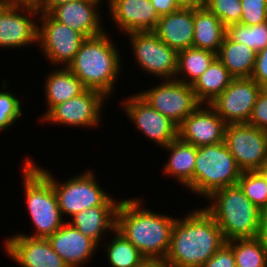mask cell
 <instances>
[{"instance_id": "obj_1", "label": "cell", "mask_w": 267, "mask_h": 267, "mask_svg": "<svg viewBox=\"0 0 267 267\" xmlns=\"http://www.w3.org/2000/svg\"><path fill=\"white\" fill-rule=\"evenodd\" d=\"M225 242L214 218L198 208L176 219L165 262L169 267H201Z\"/></svg>"}, {"instance_id": "obj_2", "label": "cell", "mask_w": 267, "mask_h": 267, "mask_svg": "<svg viewBox=\"0 0 267 267\" xmlns=\"http://www.w3.org/2000/svg\"><path fill=\"white\" fill-rule=\"evenodd\" d=\"M141 203L140 198L136 197L120 201L116 211V229L144 257L165 259L177 218L149 211Z\"/></svg>"}, {"instance_id": "obj_3", "label": "cell", "mask_w": 267, "mask_h": 267, "mask_svg": "<svg viewBox=\"0 0 267 267\" xmlns=\"http://www.w3.org/2000/svg\"><path fill=\"white\" fill-rule=\"evenodd\" d=\"M110 38L107 32L85 38L74 60L67 67L86 89L98 90L107 99L114 92L122 66L118 46Z\"/></svg>"}, {"instance_id": "obj_4", "label": "cell", "mask_w": 267, "mask_h": 267, "mask_svg": "<svg viewBox=\"0 0 267 267\" xmlns=\"http://www.w3.org/2000/svg\"><path fill=\"white\" fill-rule=\"evenodd\" d=\"M207 199L211 204L204 209L217 222L226 242L258 237L262 211L238 184L218 189Z\"/></svg>"}, {"instance_id": "obj_5", "label": "cell", "mask_w": 267, "mask_h": 267, "mask_svg": "<svg viewBox=\"0 0 267 267\" xmlns=\"http://www.w3.org/2000/svg\"><path fill=\"white\" fill-rule=\"evenodd\" d=\"M24 160L23 179L27 210L36 232L21 234L48 238L66 222L63 220L51 181L28 159Z\"/></svg>"}, {"instance_id": "obj_6", "label": "cell", "mask_w": 267, "mask_h": 267, "mask_svg": "<svg viewBox=\"0 0 267 267\" xmlns=\"http://www.w3.org/2000/svg\"><path fill=\"white\" fill-rule=\"evenodd\" d=\"M242 171L224 142L197 147L194 192L208 198L214 191L237 185Z\"/></svg>"}, {"instance_id": "obj_7", "label": "cell", "mask_w": 267, "mask_h": 267, "mask_svg": "<svg viewBox=\"0 0 267 267\" xmlns=\"http://www.w3.org/2000/svg\"><path fill=\"white\" fill-rule=\"evenodd\" d=\"M29 160L51 181L62 216L72 217L85 209L100 206L110 197L100 187L92 170L58 183L51 172L36 165L30 157Z\"/></svg>"}, {"instance_id": "obj_8", "label": "cell", "mask_w": 267, "mask_h": 267, "mask_svg": "<svg viewBox=\"0 0 267 267\" xmlns=\"http://www.w3.org/2000/svg\"><path fill=\"white\" fill-rule=\"evenodd\" d=\"M36 15L39 16V11L31 0H9L1 4L0 47L16 49L36 44L38 24L33 19Z\"/></svg>"}, {"instance_id": "obj_9", "label": "cell", "mask_w": 267, "mask_h": 267, "mask_svg": "<svg viewBox=\"0 0 267 267\" xmlns=\"http://www.w3.org/2000/svg\"><path fill=\"white\" fill-rule=\"evenodd\" d=\"M224 144L242 172L257 171L267 162V131L248 123L227 124Z\"/></svg>"}, {"instance_id": "obj_10", "label": "cell", "mask_w": 267, "mask_h": 267, "mask_svg": "<svg viewBox=\"0 0 267 267\" xmlns=\"http://www.w3.org/2000/svg\"><path fill=\"white\" fill-rule=\"evenodd\" d=\"M164 81L156 87L137 94L179 126L201 103L197 100L192 85L176 79Z\"/></svg>"}, {"instance_id": "obj_11", "label": "cell", "mask_w": 267, "mask_h": 267, "mask_svg": "<svg viewBox=\"0 0 267 267\" xmlns=\"http://www.w3.org/2000/svg\"><path fill=\"white\" fill-rule=\"evenodd\" d=\"M39 15L37 18L41 25L38 26L37 45L52 66L62 64L63 67H68L85 38L69 26L56 21L49 13Z\"/></svg>"}, {"instance_id": "obj_12", "label": "cell", "mask_w": 267, "mask_h": 267, "mask_svg": "<svg viewBox=\"0 0 267 267\" xmlns=\"http://www.w3.org/2000/svg\"><path fill=\"white\" fill-rule=\"evenodd\" d=\"M137 66L163 80H174L178 52L161 41L153 31L128 33Z\"/></svg>"}, {"instance_id": "obj_13", "label": "cell", "mask_w": 267, "mask_h": 267, "mask_svg": "<svg viewBox=\"0 0 267 267\" xmlns=\"http://www.w3.org/2000/svg\"><path fill=\"white\" fill-rule=\"evenodd\" d=\"M106 96L94 89H85L81 94L54 106L41 121L79 127H97Z\"/></svg>"}, {"instance_id": "obj_14", "label": "cell", "mask_w": 267, "mask_h": 267, "mask_svg": "<svg viewBox=\"0 0 267 267\" xmlns=\"http://www.w3.org/2000/svg\"><path fill=\"white\" fill-rule=\"evenodd\" d=\"M262 89L251 77L234 78L210 105L226 124L248 123Z\"/></svg>"}, {"instance_id": "obj_15", "label": "cell", "mask_w": 267, "mask_h": 267, "mask_svg": "<svg viewBox=\"0 0 267 267\" xmlns=\"http://www.w3.org/2000/svg\"><path fill=\"white\" fill-rule=\"evenodd\" d=\"M123 103V110L137 130L160 147H166L178 137V126L168 117L151 107L137 93Z\"/></svg>"}, {"instance_id": "obj_16", "label": "cell", "mask_w": 267, "mask_h": 267, "mask_svg": "<svg viewBox=\"0 0 267 267\" xmlns=\"http://www.w3.org/2000/svg\"><path fill=\"white\" fill-rule=\"evenodd\" d=\"M201 104L178 126V137L195 147L224 142L225 121L210 104Z\"/></svg>"}, {"instance_id": "obj_17", "label": "cell", "mask_w": 267, "mask_h": 267, "mask_svg": "<svg viewBox=\"0 0 267 267\" xmlns=\"http://www.w3.org/2000/svg\"><path fill=\"white\" fill-rule=\"evenodd\" d=\"M8 238L3 246L5 252L21 267H68L47 238L19 234Z\"/></svg>"}, {"instance_id": "obj_18", "label": "cell", "mask_w": 267, "mask_h": 267, "mask_svg": "<svg viewBox=\"0 0 267 267\" xmlns=\"http://www.w3.org/2000/svg\"><path fill=\"white\" fill-rule=\"evenodd\" d=\"M109 15L123 33L154 31L160 16L150 0H108Z\"/></svg>"}, {"instance_id": "obj_19", "label": "cell", "mask_w": 267, "mask_h": 267, "mask_svg": "<svg viewBox=\"0 0 267 267\" xmlns=\"http://www.w3.org/2000/svg\"><path fill=\"white\" fill-rule=\"evenodd\" d=\"M100 3L102 0H74L54 7L49 14L84 38L95 37L106 31L101 27Z\"/></svg>"}, {"instance_id": "obj_20", "label": "cell", "mask_w": 267, "mask_h": 267, "mask_svg": "<svg viewBox=\"0 0 267 267\" xmlns=\"http://www.w3.org/2000/svg\"><path fill=\"white\" fill-rule=\"evenodd\" d=\"M47 239L52 249L68 267L82 266L83 263L91 260L99 247L92 239L83 235L67 221Z\"/></svg>"}, {"instance_id": "obj_21", "label": "cell", "mask_w": 267, "mask_h": 267, "mask_svg": "<svg viewBox=\"0 0 267 267\" xmlns=\"http://www.w3.org/2000/svg\"><path fill=\"white\" fill-rule=\"evenodd\" d=\"M119 203L120 201H116L110 195L102 205L74 214L68 223L99 245L105 232H113L116 229V211Z\"/></svg>"}, {"instance_id": "obj_22", "label": "cell", "mask_w": 267, "mask_h": 267, "mask_svg": "<svg viewBox=\"0 0 267 267\" xmlns=\"http://www.w3.org/2000/svg\"><path fill=\"white\" fill-rule=\"evenodd\" d=\"M153 32L177 52L191 48L194 36V9L180 8L160 16Z\"/></svg>"}, {"instance_id": "obj_23", "label": "cell", "mask_w": 267, "mask_h": 267, "mask_svg": "<svg viewBox=\"0 0 267 267\" xmlns=\"http://www.w3.org/2000/svg\"><path fill=\"white\" fill-rule=\"evenodd\" d=\"M170 152V157L164 165V173L175 177L178 183L194 192V169L197 147L182 141L179 137L163 149Z\"/></svg>"}, {"instance_id": "obj_24", "label": "cell", "mask_w": 267, "mask_h": 267, "mask_svg": "<svg viewBox=\"0 0 267 267\" xmlns=\"http://www.w3.org/2000/svg\"><path fill=\"white\" fill-rule=\"evenodd\" d=\"M226 35V26L206 7L194 9L192 47L218 53Z\"/></svg>"}, {"instance_id": "obj_25", "label": "cell", "mask_w": 267, "mask_h": 267, "mask_svg": "<svg viewBox=\"0 0 267 267\" xmlns=\"http://www.w3.org/2000/svg\"><path fill=\"white\" fill-rule=\"evenodd\" d=\"M45 80L44 93L48 110L42 115L43 117L54 106L78 96L86 89L81 80L67 67L61 69L58 67L55 71H51Z\"/></svg>"}, {"instance_id": "obj_26", "label": "cell", "mask_w": 267, "mask_h": 267, "mask_svg": "<svg viewBox=\"0 0 267 267\" xmlns=\"http://www.w3.org/2000/svg\"><path fill=\"white\" fill-rule=\"evenodd\" d=\"M257 53L245 44L231 41L226 35L217 53V58L234 78L251 77Z\"/></svg>"}, {"instance_id": "obj_27", "label": "cell", "mask_w": 267, "mask_h": 267, "mask_svg": "<svg viewBox=\"0 0 267 267\" xmlns=\"http://www.w3.org/2000/svg\"><path fill=\"white\" fill-rule=\"evenodd\" d=\"M233 79L228 69L216 58L192 87L201 104H210L231 84Z\"/></svg>"}, {"instance_id": "obj_28", "label": "cell", "mask_w": 267, "mask_h": 267, "mask_svg": "<svg viewBox=\"0 0 267 267\" xmlns=\"http://www.w3.org/2000/svg\"><path fill=\"white\" fill-rule=\"evenodd\" d=\"M216 58L214 52L195 47L178 51L175 79L193 85ZM180 75H185L188 79Z\"/></svg>"}, {"instance_id": "obj_29", "label": "cell", "mask_w": 267, "mask_h": 267, "mask_svg": "<svg viewBox=\"0 0 267 267\" xmlns=\"http://www.w3.org/2000/svg\"><path fill=\"white\" fill-rule=\"evenodd\" d=\"M227 243L233 249L237 267H267V246L258 237Z\"/></svg>"}, {"instance_id": "obj_30", "label": "cell", "mask_w": 267, "mask_h": 267, "mask_svg": "<svg viewBox=\"0 0 267 267\" xmlns=\"http://www.w3.org/2000/svg\"><path fill=\"white\" fill-rule=\"evenodd\" d=\"M113 232L114 238L105 246L108 262L112 267H135L144 256L117 229Z\"/></svg>"}, {"instance_id": "obj_31", "label": "cell", "mask_w": 267, "mask_h": 267, "mask_svg": "<svg viewBox=\"0 0 267 267\" xmlns=\"http://www.w3.org/2000/svg\"><path fill=\"white\" fill-rule=\"evenodd\" d=\"M226 36L258 53L267 45V21L255 26L233 23L226 27Z\"/></svg>"}, {"instance_id": "obj_32", "label": "cell", "mask_w": 267, "mask_h": 267, "mask_svg": "<svg viewBox=\"0 0 267 267\" xmlns=\"http://www.w3.org/2000/svg\"><path fill=\"white\" fill-rule=\"evenodd\" d=\"M237 184L256 207L267 209V183L257 171L242 172Z\"/></svg>"}, {"instance_id": "obj_33", "label": "cell", "mask_w": 267, "mask_h": 267, "mask_svg": "<svg viewBox=\"0 0 267 267\" xmlns=\"http://www.w3.org/2000/svg\"><path fill=\"white\" fill-rule=\"evenodd\" d=\"M205 7L226 27L239 23L243 10L241 0H207Z\"/></svg>"}, {"instance_id": "obj_34", "label": "cell", "mask_w": 267, "mask_h": 267, "mask_svg": "<svg viewBox=\"0 0 267 267\" xmlns=\"http://www.w3.org/2000/svg\"><path fill=\"white\" fill-rule=\"evenodd\" d=\"M19 98L10 91H0V131L9 129L21 118L22 106Z\"/></svg>"}, {"instance_id": "obj_35", "label": "cell", "mask_w": 267, "mask_h": 267, "mask_svg": "<svg viewBox=\"0 0 267 267\" xmlns=\"http://www.w3.org/2000/svg\"><path fill=\"white\" fill-rule=\"evenodd\" d=\"M240 24L255 26L267 21V0H241Z\"/></svg>"}, {"instance_id": "obj_36", "label": "cell", "mask_w": 267, "mask_h": 267, "mask_svg": "<svg viewBox=\"0 0 267 267\" xmlns=\"http://www.w3.org/2000/svg\"><path fill=\"white\" fill-rule=\"evenodd\" d=\"M248 124L267 131V88L260 91Z\"/></svg>"}, {"instance_id": "obj_37", "label": "cell", "mask_w": 267, "mask_h": 267, "mask_svg": "<svg viewBox=\"0 0 267 267\" xmlns=\"http://www.w3.org/2000/svg\"><path fill=\"white\" fill-rule=\"evenodd\" d=\"M201 267H237L232 247L225 242Z\"/></svg>"}, {"instance_id": "obj_38", "label": "cell", "mask_w": 267, "mask_h": 267, "mask_svg": "<svg viewBox=\"0 0 267 267\" xmlns=\"http://www.w3.org/2000/svg\"><path fill=\"white\" fill-rule=\"evenodd\" d=\"M251 78L262 88H267V45L263 50L257 53Z\"/></svg>"}, {"instance_id": "obj_39", "label": "cell", "mask_w": 267, "mask_h": 267, "mask_svg": "<svg viewBox=\"0 0 267 267\" xmlns=\"http://www.w3.org/2000/svg\"><path fill=\"white\" fill-rule=\"evenodd\" d=\"M159 16L167 15L180 9L176 0H150Z\"/></svg>"}, {"instance_id": "obj_40", "label": "cell", "mask_w": 267, "mask_h": 267, "mask_svg": "<svg viewBox=\"0 0 267 267\" xmlns=\"http://www.w3.org/2000/svg\"><path fill=\"white\" fill-rule=\"evenodd\" d=\"M39 13H49L54 7L74 0H31Z\"/></svg>"}, {"instance_id": "obj_41", "label": "cell", "mask_w": 267, "mask_h": 267, "mask_svg": "<svg viewBox=\"0 0 267 267\" xmlns=\"http://www.w3.org/2000/svg\"><path fill=\"white\" fill-rule=\"evenodd\" d=\"M135 267H169V265L162 258L144 257Z\"/></svg>"}, {"instance_id": "obj_42", "label": "cell", "mask_w": 267, "mask_h": 267, "mask_svg": "<svg viewBox=\"0 0 267 267\" xmlns=\"http://www.w3.org/2000/svg\"><path fill=\"white\" fill-rule=\"evenodd\" d=\"M206 2L207 0H176L178 7L184 9L203 8Z\"/></svg>"}, {"instance_id": "obj_43", "label": "cell", "mask_w": 267, "mask_h": 267, "mask_svg": "<svg viewBox=\"0 0 267 267\" xmlns=\"http://www.w3.org/2000/svg\"><path fill=\"white\" fill-rule=\"evenodd\" d=\"M258 238L267 246V209L262 210Z\"/></svg>"}, {"instance_id": "obj_44", "label": "cell", "mask_w": 267, "mask_h": 267, "mask_svg": "<svg viewBox=\"0 0 267 267\" xmlns=\"http://www.w3.org/2000/svg\"><path fill=\"white\" fill-rule=\"evenodd\" d=\"M257 172L263 177L265 182L267 183V162H265L258 170Z\"/></svg>"}, {"instance_id": "obj_45", "label": "cell", "mask_w": 267, "mask_h": 267, "mask_svg": "<svg viewBox=\"0 0 267 267\" xmlns=\"http://www.w3.org/2000/svg\"><path fill=\"white\" fill-rule=\"evenodd\" d=\"M7 1H9V0H0V3H5Z\"/></svg>"}]
</instances>
